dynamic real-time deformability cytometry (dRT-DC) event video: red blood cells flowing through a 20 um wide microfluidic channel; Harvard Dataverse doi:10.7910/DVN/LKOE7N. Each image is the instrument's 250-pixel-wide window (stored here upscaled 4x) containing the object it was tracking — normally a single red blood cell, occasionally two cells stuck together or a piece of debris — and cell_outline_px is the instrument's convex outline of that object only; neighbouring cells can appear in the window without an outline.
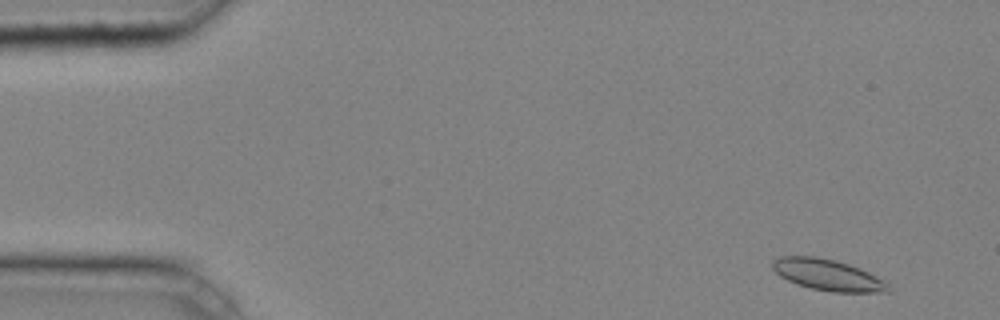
{"species": "common noctule bat (a hibernating species)", "species_latin": "Nyctalus noctula", "temperature_condition": "cold", "stored_images_in_passage": 44, "camera_frame_rate_fps": 3000, "um_per_image_px": 0.085, "animal": {"sex": "male", "body_mass_g": 20.4}, "frame": {"image": 1, "passage_image": 2, "time_ms": 0.333, "image_size_px": [1000, 320], "cell_outline_px": [[888, 292], [832, 292], [812, 288], [796, 284], [780, 276], [772, 268], [772, 260], [780, 256], [816, 256], [836, 260], [848, 264], [868, 272], [888, 284]], "centroid_in_image_um": [70.3, 23.35], "position_along_channel_um": 14.7, "area_um2": 20.81}}
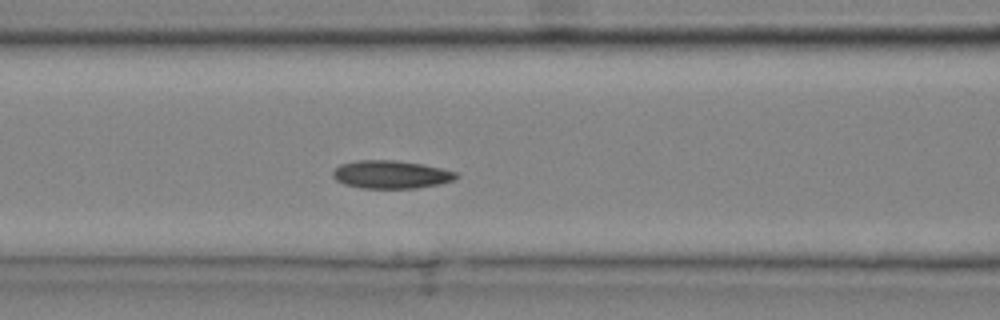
{"frame": {"image": 2, "passage_image": 18, "time_ms": 5.667, "image_size_px": [1000, 320], "cell_outline_px": [[460, 176], [452, 180], [440, 184], [416, 188], [360, 188], [344, 184], [336, 180], [332, 176], [332, 172], [340, 164], [356, 160], [396, 160], [420, 164], [440, 168], [456, 172]], "centroid_in_image_um": [33.21, 14.83], "position_along_channel_um": 133.4, "area_um2": 20.11}}
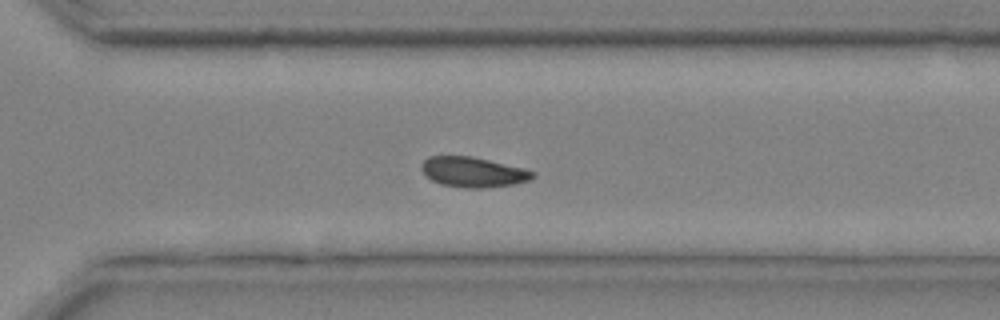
{"frame": {"image": 3, "passage_image": 32, "time_ms": 10.333, "image_size_px": [1000, 320], "cell_outline_px": [[536, 176], [528, 180], [512, 184], [484, 188], [468, 188], [440, 184], [432, 180], [420, 168], [420, 164], [428, 156], [472, 156], [536, 172]], "centroid_in_image_um": [40.17, 14.62], "position_along_channel_um": 330.4, "area_um2": 19.25}}